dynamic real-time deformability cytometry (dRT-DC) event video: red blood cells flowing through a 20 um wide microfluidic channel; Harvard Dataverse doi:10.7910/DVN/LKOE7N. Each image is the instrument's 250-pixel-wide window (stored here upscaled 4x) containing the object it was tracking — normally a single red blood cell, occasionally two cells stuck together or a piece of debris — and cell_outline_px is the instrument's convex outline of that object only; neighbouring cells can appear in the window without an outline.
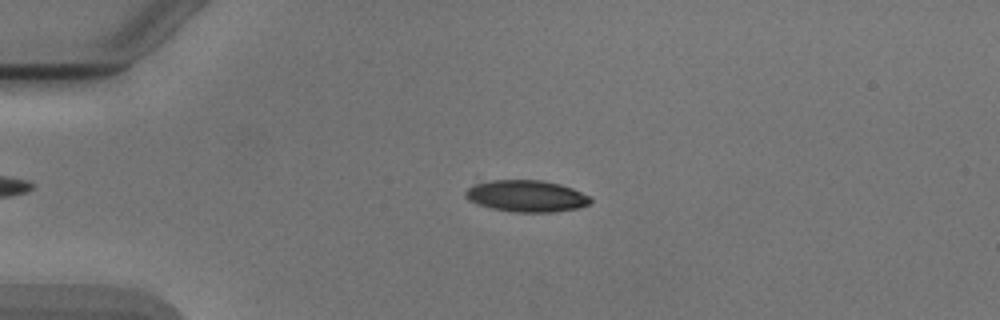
{"species": "Egyptian fruit bat (a non-hibernating species)", "species_latin": "Rousettus aegyptiacus", "temperature_condition": "cold", "stored_images_in_passage": 44, "camera_frame_rate_fps": 3000, "um_per_image_px": 0.085, "animal": {"sex": "male"}, "frame": {"image": 1, "passage_image": 4, "time_ms": 1.0, "image_size_px": [1000, 320], "cell_outline_px": [[592, 200], [588, 204], [580, 208], [552, 212], [512, 212], [492, 208], [476, 204], [468, 200], [464, 196], [464, 192], [472, 184], [492, 180], [544, 180], [560, 184], [572, 188], [592, 196]], "centroid_in_image_um": [44.75, 16.66], "position_along_channel_um": 40.3, "area_um2": 23.35}}
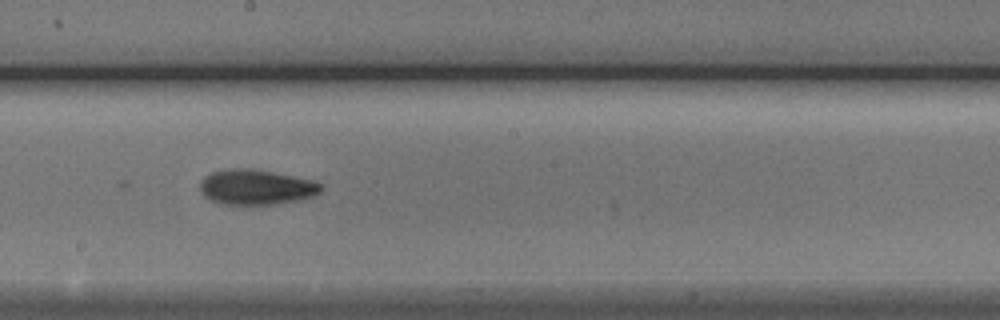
{"frame": {"image": 2, "passage_image": 21, "time_ms": 6.667, "image_size_px": [1000, 320], "cell_outline_px": [[324, 188], [320, 192], [312, 196], [296, 200], [276, 204], [220, 204], [204, 196], [200, 188], [200, 184], [204, 176], [212, 172], [236, 168], [248, 168], [272, 172], [312, 180], [320, 184]], "centroid_in_image_um": [21.76, 15.91], "position_along_channel_um": 226.4, "area_um2": 24.45}}
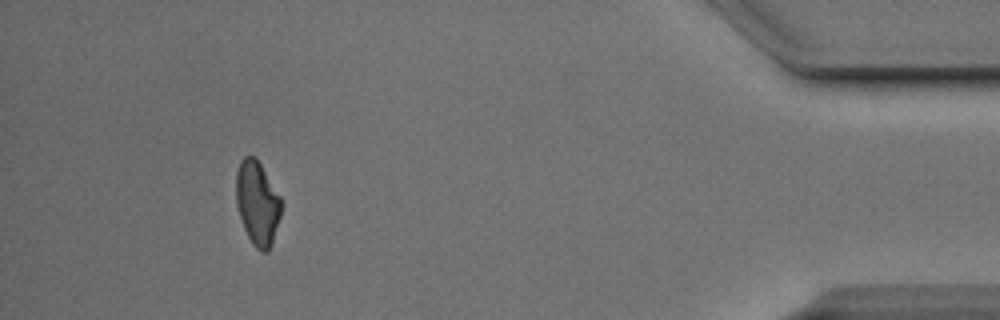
{"frame": {"image": 3, "passage_image": 40, "time_ms": 13.0, "image_size_px": [1000, 320], "cell_outline_px": [[284, 204], [272, 244], [268, 252], [260, 252], [252, 244], [244, 228], [236, 204], [236, 172], [240, 160], [244, 156], [252, 156], [260, 164], [280, 196]], "centroid_in_image_um": [21.89, 17.29], "position_along_channel_um": 413.3, "area_um2": 22.2}, "authors_computed_cell_mechanics": {"area_um2": 23.2934, "velocity_mm_per_s": 3.8851, "shape_relaxation_time_tau1_ms": null, "shape_relaxation_time_tau2_ms": 3.9846, "deformation_change_tau1": null, "deformation_change_tau2": 0.0939}}